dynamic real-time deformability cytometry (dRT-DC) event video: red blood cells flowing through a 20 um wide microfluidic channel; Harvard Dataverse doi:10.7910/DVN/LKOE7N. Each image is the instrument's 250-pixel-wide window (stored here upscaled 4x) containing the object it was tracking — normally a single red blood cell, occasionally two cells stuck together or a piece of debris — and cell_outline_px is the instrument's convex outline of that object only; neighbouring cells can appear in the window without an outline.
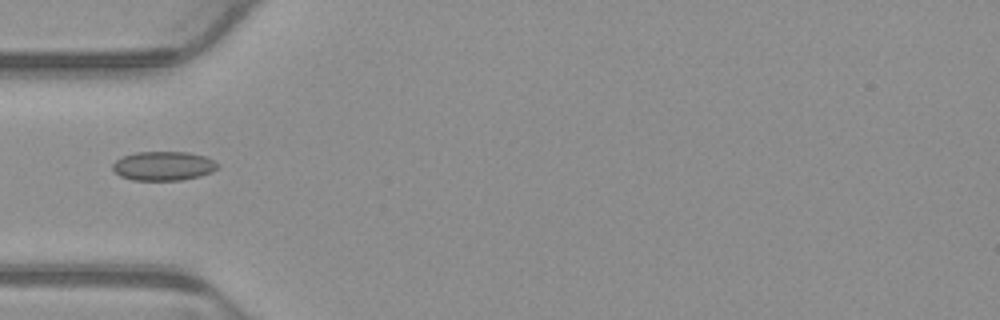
{"species": "common noctule bat (a hibernating species)", "species_latin": "Nyctalus noctula", "temperature_condition": "warm", "stored_images_in_passage": 2, "camera_frame_rate_fps": 3000, "um_per_image_px": 0.085, "animal": {"sex": "male", "body_mass_g": 23.1, "forearm_length_mm": 52.7}, "frame": {"image": 1, "passage_image": 1, "time_ms": 0.0, "image_size_px": [1000, 320], "cell_outline_px": [[220, 164], [212, 172], [200, 176], [180, 180], [132, 180], [120, 176], [112, 168], [112, 164], [116, 160], [124, 156], [136, 152], [188, 152], [204, 156]], "centroid_in_image_um": [13.89, 14.11], "position_along_channel_um": 71.1, "area_um2": 17.74}}
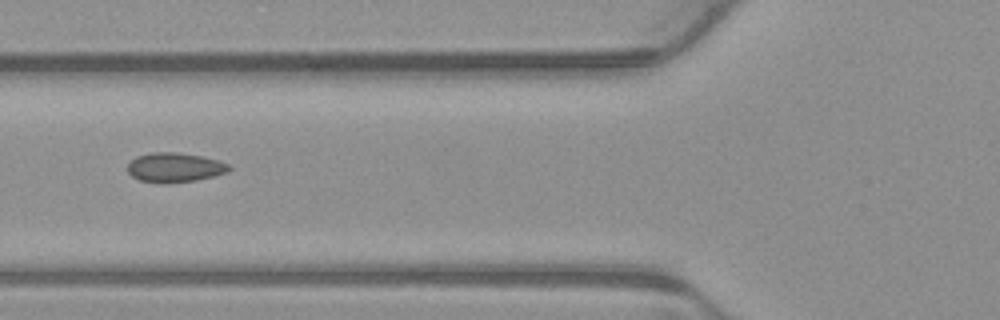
{"frame": {"image": 2, "passage_image": 2, "time_ms": 0.333, "image_size_px": [1000, 320], "cell_outline_px": [[232, 168], [228, 172], [196, 180], [164, 184], [160, 184], [140, 180], [132, 176], [128, 172], [128, 164], [136, 156], [152, 152], [176, 152], [200, 156], [220, 160], [228, 164]], "centroid_in_image_um": [14.85, 14.24], "position_along_channel_um": 111.0, "area_um2": 17.51}}